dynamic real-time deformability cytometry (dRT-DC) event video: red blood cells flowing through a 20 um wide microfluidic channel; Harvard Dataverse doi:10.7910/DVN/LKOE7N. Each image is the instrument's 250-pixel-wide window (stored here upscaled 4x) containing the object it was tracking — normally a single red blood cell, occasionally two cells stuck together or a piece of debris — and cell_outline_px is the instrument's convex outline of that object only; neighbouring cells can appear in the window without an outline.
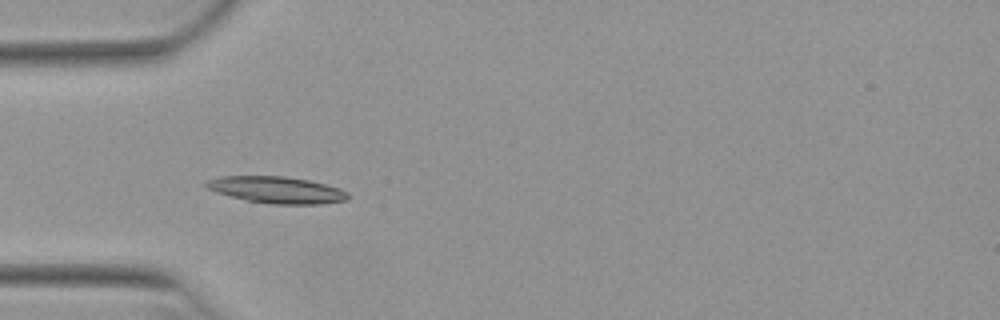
{"species": "Egyptian fruit bat (a non-hibernating species)", "species_latin": "Rousettus aegyptiacus", "temperature_condition": "warm", "stored_images_in_passage": 37, "camera_frame_rate_fps": 3000, "um_per_image_px": 0.085, "animal": {"sex": "female"}, "frame": {"image": 1, "passage_image": 1, "time_ms": 0.0, "image_size_px": [1000, 320], "cell_outline_px": [[348, 200], [320, 204], [272, 204], [248, 200], [216, 192], [208, 188], [204, 184], [208, 180], [220, 176], [284, 176], [308, 180], [340, 188], [348, 192]], "centroid_in_image_um": [23.55, 16.14], "position_along_channel_um": 61.5, "area_um2": 21.85}}
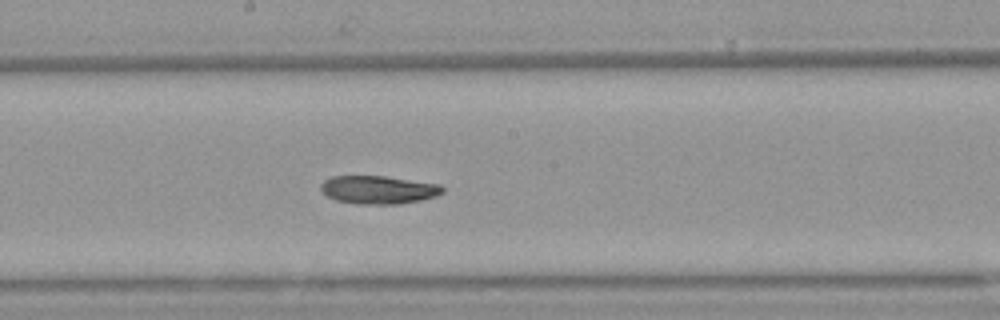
{"frame": {"image": 2, "passage_image": 13, "time_ms": 4.0, "image_size_px": [1000, 320], "cell_outline_px": [[444, 192], [436, 196], [420, 200], [400, 204], [356, 204], [336, 200], [328, 196], [320, 188], [320, 184], [324, 180], [332, 176], [384, 176], [440, 184], [444, 188]], "centroid_in_image_um": [32.17, 16.13], "position_along_channel_um": 216.0, "area_um2": 20.0}}
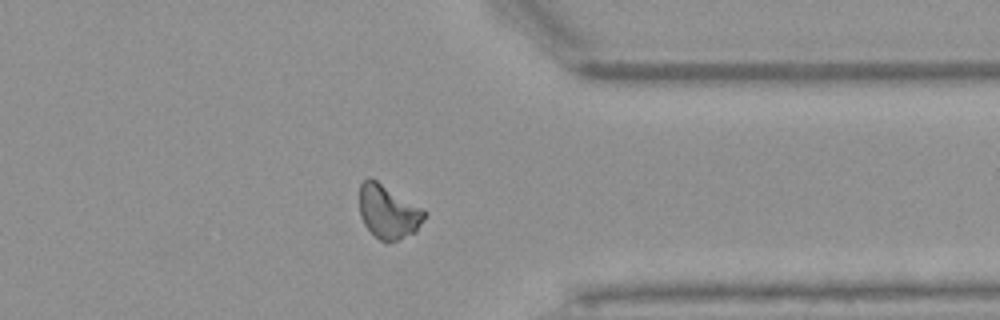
{"frame": {"image": 3, "passage_image": 26, "time_ms": 8.333, "image_size_px": [1000, 320], "cell_outline_px": [[428, 212], [416, 232], [396, 240], [380, 240], [364, 224], [360, 216], [360, 184], [368, 176], [372, 176], [424, 208]], "centroid_in_image_um": [33.02, 17.93], "position_along_channel_um": 378.4, "area_um2": 20.58}, "authors_computed_cell_mechanics": {"area_um2": 20.1144, "velocity_mm_per_s": 3.9194, "shape_relaxation_time_tau1_ms": 10.3178, "shape_relaxation_time_tau2_ms": null, "deformation_change_tau1": 0.2255, "deformation_change_tau2": null}}